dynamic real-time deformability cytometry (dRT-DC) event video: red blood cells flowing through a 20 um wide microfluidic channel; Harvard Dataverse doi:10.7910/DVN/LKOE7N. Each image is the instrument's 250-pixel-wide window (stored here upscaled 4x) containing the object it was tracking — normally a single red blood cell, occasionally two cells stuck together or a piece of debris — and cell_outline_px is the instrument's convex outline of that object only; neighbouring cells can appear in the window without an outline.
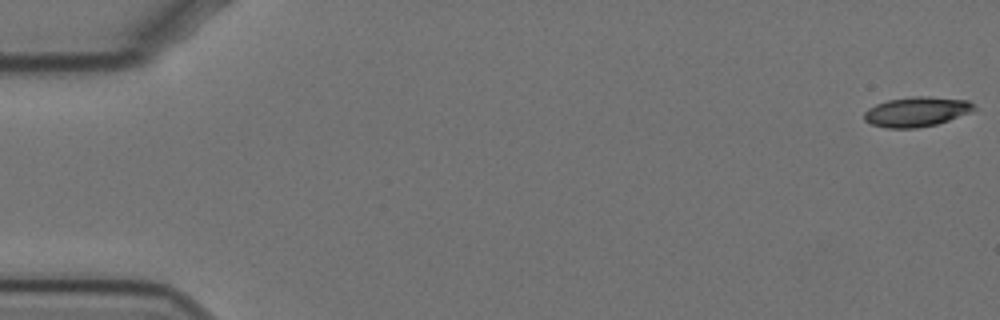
{"species": "Egyptian fruit bat (a non-hibernating species)", "species_latin": "Rousettus aegyptiacus", "temperature_condition": "cold", "stored_images_in_passage": 58, "camera_frame_rate_fps": 3000, "um_per_image_px": 0.085, "animal": {"sex": "female"}, "frame": {"image": 1, "passage_image": 1, "time_ms": 0.0, "image_size_px": [1000, 320], "cell_outline_px": [[976, 108], [972, 112], [936, 124], [916, 128], [888, 128], [872, 124], [864, 120], [864, 112], [868, 108], [876, 104], [888, 100], [912, 96], [928, 96], [968, 100]], "centroid_in_image_um": [77.9, 9.49], "position_along_channel_um": 7.1, "area_um2": 19.02}}
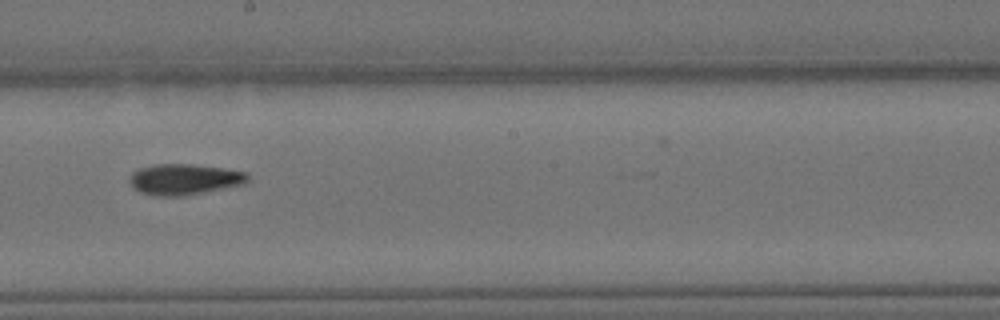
{"frame": {"image": 2, "passage_image": 33, "time_ms": 10.667, "image_size_px": [1000, 320], "cell_outline_px": [[248, 180], [244, 184], [184, 196], [156, 196], [140, 192], [128, 180], [132, 172], [140, 168], [156, 164], [192, 164], [248, 172]], "centroid_in_image_um": [15.67, 15.24], "position_along_channel_um": 232.5, "area_um2": 21.1}}
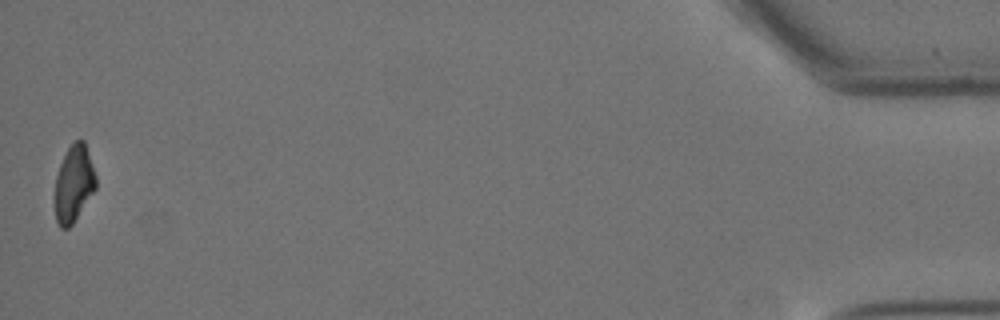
{"frame": {"image": 3, "passage_image": 58, "time_ms": 19.0, "image_size_px": [1000, 320], "cell_outline_px": [[96, 188], [72, 224], [68, 228], [60, 228], [56, 220], [56, 176], [60, 164], [68, 148], [76, 140], [84, 140], [96, 176]], "centroid_in_image_um": [6.28, 15.61], "position_along_channel_um": 428.9, "area_um2": 17.86}, "authors_computed_cell_mechanics": {"area_um2": 19.9121, "velocity_mm_per_s": 3.4802, "shape_relaxation_time_tau1_ms": 8.2089, "shape_relaxation_time_tau2_ms": 7.6631, "deformation_change_tau1": 0.1844, "deformation_change_tau2": 0.1527}}